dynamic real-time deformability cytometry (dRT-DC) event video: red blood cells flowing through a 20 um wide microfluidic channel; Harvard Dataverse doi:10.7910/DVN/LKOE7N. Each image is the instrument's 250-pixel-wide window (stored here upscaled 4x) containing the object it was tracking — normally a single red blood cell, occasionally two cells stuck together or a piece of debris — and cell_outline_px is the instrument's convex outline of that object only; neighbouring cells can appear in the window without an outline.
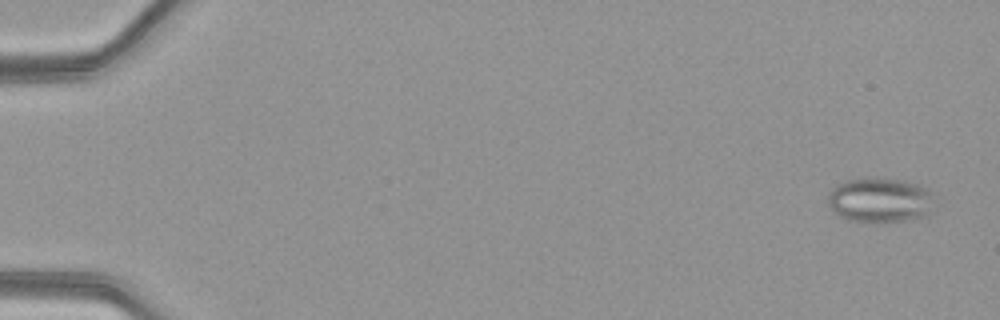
{"species": "common noctule bat (a hibernating species)", "species_latin": "Nyctalus noctula", "temperature_condition": "warm", "stored_images_in_passage": 50, "camera_frame_rate_fps": 3000, "um_per_image_px": 0.085, "animal": {"sex": "female", "body_mass_g": 21.9}, "frame": {"image": 1, "passage_image": 2, "time_ms": 0.333, "image_size_px": [1000, 320], "cell_outline_px": [[928, 212], [924, 216], [912, 220], [876, 224], [848, 220], [840, 216], [828, 204], [828, 192], [836, 184], [848, 180], [864, 176], [900, 180], [916, 184], [928, 188]], "centroid_in_image_um": [74.69, 17.02], "position_along_channel_um": 10.3, "area_um2": 27.86}}
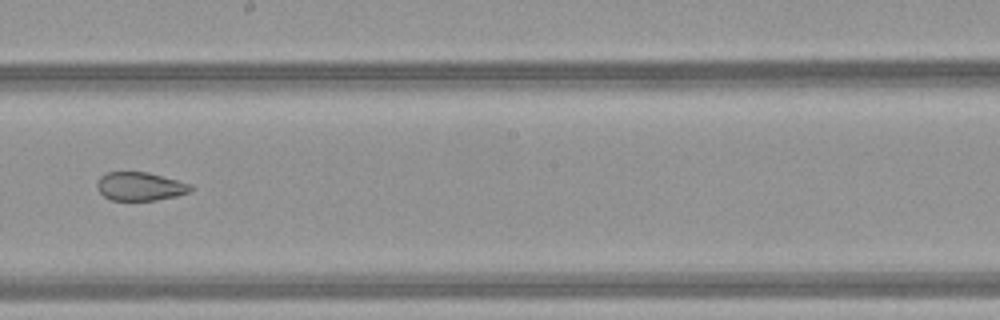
{"frame": {"image": 2, "passage_image": 30, "time_ms": 9.667, "image_size_px": [1000, 320], "cell_outline_px": [[196, 188], [188, 192], [176, 196], [156, 200], [112, 200], [104, 196], [96, 188], [96, 184], [100, 176], [108, 172], [148, 172], [192, 184]], "centroid_in_image_um": [11.92, 15.84], "position_along_channel_um": 236.3, "area_um2": 15.61}}
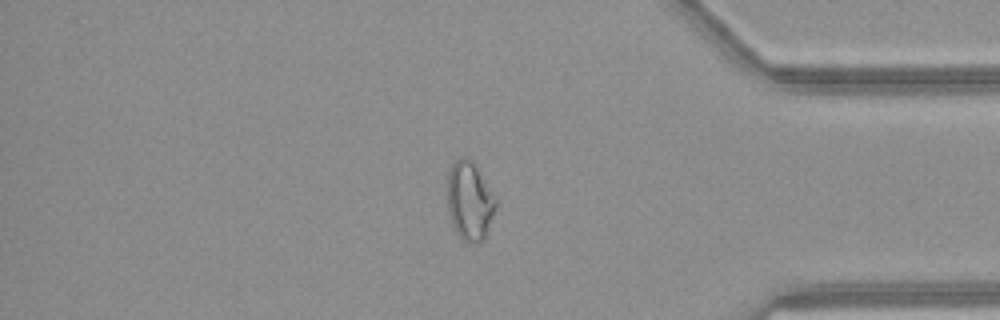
{"frame": {"image": 3, "passage_image": 43, "time_ms": 14.0, "image_size_px": [1000, 320], "cell_outline_px": [[496, 208], [484, 236], [476, 244], [472, 244], [464, 240], [456, 232], [452, 224], [448, 212], [448, 168], [460, 156], [468, 156], [472, 160], [496, 200]], "centroid_in_image_um": [39.88, 17.05], "position_along_channel_um": 395.3, "area_um2": 21.85}, "authors_computed_cell_mechanics": {"area_um2": 23.0044, "velocity_mm_per_s": 4.1738, "shape_relaxation_time_tau1_ms": null, "shape_relaxation_time_tau2_ms": 2.1224, "deformation_change_tau1": null, "deformation_change_tau2": 0.087}}